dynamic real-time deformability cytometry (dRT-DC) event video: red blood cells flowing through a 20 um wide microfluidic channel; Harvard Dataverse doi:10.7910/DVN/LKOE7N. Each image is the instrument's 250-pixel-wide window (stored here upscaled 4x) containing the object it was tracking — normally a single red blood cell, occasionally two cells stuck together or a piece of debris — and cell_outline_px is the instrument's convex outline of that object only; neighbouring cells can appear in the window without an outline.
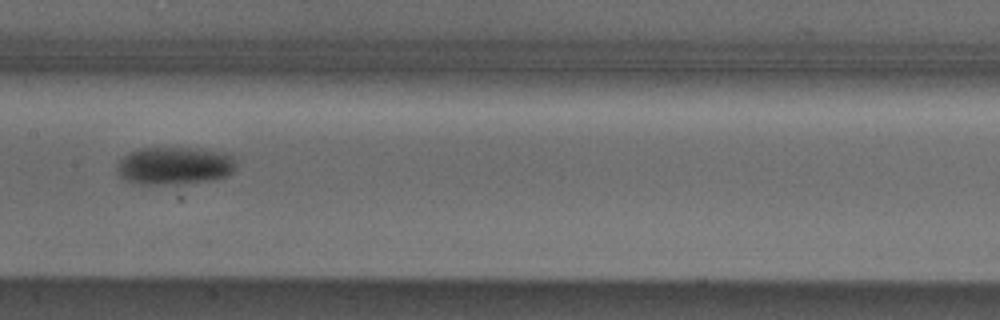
{"species": "Egyptian fruit bat (a non-hibernating species)", "species_latin": "Rousettus aegyptiacus", "temperature_condition": "cold", "stored_images_in_passage": 8, "camera_frame_rate_fps": 3000, "um_per_image_px": 0.085, "animal": {"sex": "male"}, "frame": {"image": 1, "passage_image": 8, "time_ms": 9.0, "image_size_px": [1000, 320], "cell_outline_px": [[236, 168], [228, 176], [212, 180], [180, 184], [140, 184], [124, 180], [120, 176], [116, 168], [116, 164], [124, 156], [140, 148], [200, 148], [224, 152], [232, 156]], "centroid_in_image_um": [14.84, 14.09], "position_along_channel_um": 192.6, "area_um2": 26.36}}